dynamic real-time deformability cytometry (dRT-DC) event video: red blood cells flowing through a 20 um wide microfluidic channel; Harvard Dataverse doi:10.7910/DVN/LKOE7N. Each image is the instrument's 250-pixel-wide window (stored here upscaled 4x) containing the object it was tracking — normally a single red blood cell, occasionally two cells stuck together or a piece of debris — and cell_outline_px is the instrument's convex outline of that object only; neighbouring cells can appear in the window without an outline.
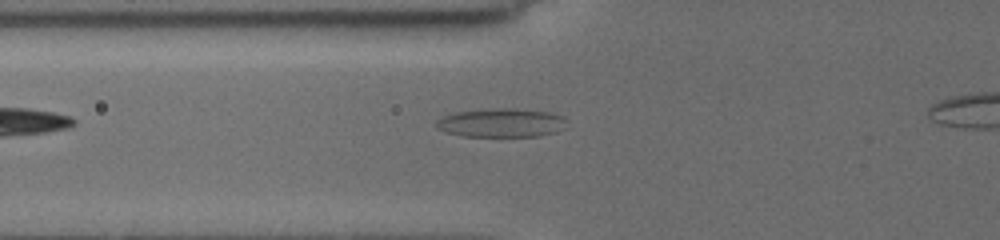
{"species": "common noctule bat (a hibernating species)", "species_latin": "Nyctalus noctula", "temperature_condition": "cold", "stored_images_in_passage": 3, "camera_frame_rate_fps": 3000, "um_per_image_px": 0.085, "animal": {"sex": "female", "body_mass_g": 19.5, "forearm_length_mm": 54.1}, "frame": {"image": 1, "passage_image": 2, "time_ms": 1.0, "image_size_px": [1000, 240], "cell_outline_px": [[564, 120], [556, 132], [536, 136], [464, 136], [448, 132], [436, 128], [436, 120], [444, 116], [456, 112], [492, 108], [516, 108], [548, 112], [564, 116]], "centroid_in_image_um": [42.55, 10.42], "position_along_channel_um": 83.2, "area_um2": 21.5}}